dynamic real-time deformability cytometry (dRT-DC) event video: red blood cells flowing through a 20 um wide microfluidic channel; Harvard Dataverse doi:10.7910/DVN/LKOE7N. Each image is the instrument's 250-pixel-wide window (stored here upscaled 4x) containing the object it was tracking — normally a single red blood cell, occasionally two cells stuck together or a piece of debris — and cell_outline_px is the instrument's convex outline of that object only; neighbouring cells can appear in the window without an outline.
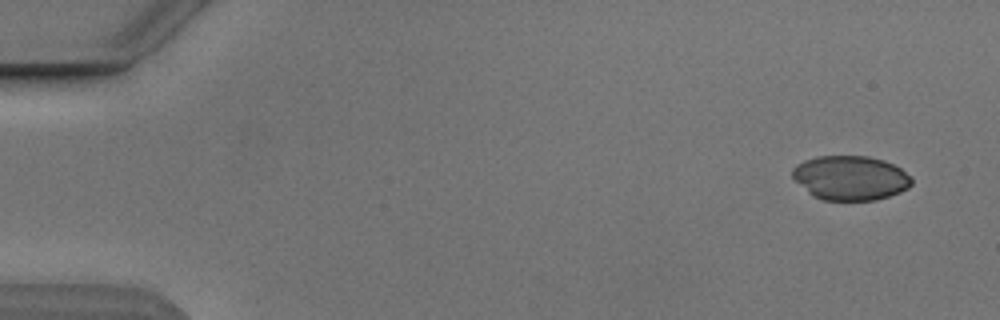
{"species": "Egyptian fruit bat (a non-hibernating species)", "species_latin": "Rousettus aegyptiacus", "temperature_condition": "cold", "stored_images_in_passage": 6, "camera_frame_rate_fps": 3000, "um_per_image_px": 0.085, "animal": {"sex": "male"}, "frame": {"image": 1, "passage_image": 1, "time_ms": 0.0, "image_size_px": [1000, 320], "cell_outline_px": [[912, 184], [908, 188], [900, 192], [876, 200], [824, 200], [812, 196], [792, 176], [792, 168], [796, 164], [804, 160], [816, 156], [868, 156], [884, 160], [900, 168], [912, 176]], "centroid_in_image_um": [72.29, 15.12], "position_along_channel_um": 12.7, "area_um2": 30.92}}